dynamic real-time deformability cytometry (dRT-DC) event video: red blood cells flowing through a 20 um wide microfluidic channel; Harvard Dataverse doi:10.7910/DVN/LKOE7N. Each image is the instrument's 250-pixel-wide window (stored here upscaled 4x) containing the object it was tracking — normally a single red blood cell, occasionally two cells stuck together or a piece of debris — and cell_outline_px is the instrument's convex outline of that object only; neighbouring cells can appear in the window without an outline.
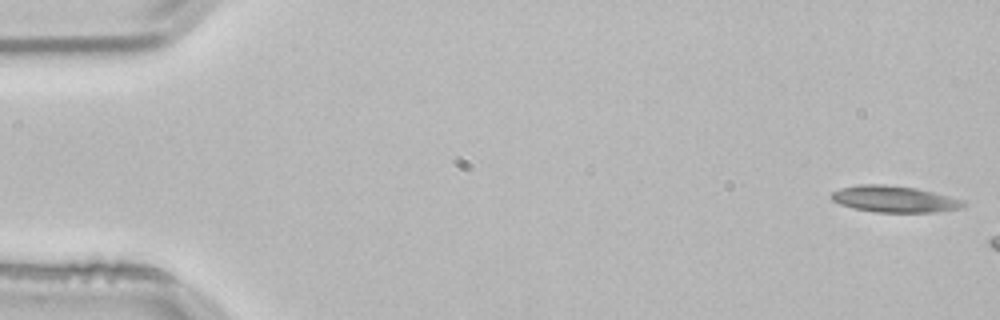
{"species": "common noctule bat (a hibernating species)", "species_latin": "Nyctalus noctula", "temperature_condition": "room temperature", "stored_images_in_passage": 13, "camera_frame_rate_fps": 3000, "um_per_image_px": 0.085, "animal": {"sex": "male", "body_mass_g": 21.5, "forearm_length_mm": 52.0}, "frame": {"image": 1, "passage_image": 1, "time_ms": 0.0, "image_size_px": [1000, 320], "cell_outline_px": [[968, 204], [964, 208], [936, 212], [876, 212], [852, 208], [840, 204], [832, 200], [832, 192], [840, 188], [860, 184], [884, 184], [916, 188], [964, 200]], "centroid_in_image_um": [76.05, 16.92], "position_along_channel_um": 9.0, "area_um2": 20.4}}